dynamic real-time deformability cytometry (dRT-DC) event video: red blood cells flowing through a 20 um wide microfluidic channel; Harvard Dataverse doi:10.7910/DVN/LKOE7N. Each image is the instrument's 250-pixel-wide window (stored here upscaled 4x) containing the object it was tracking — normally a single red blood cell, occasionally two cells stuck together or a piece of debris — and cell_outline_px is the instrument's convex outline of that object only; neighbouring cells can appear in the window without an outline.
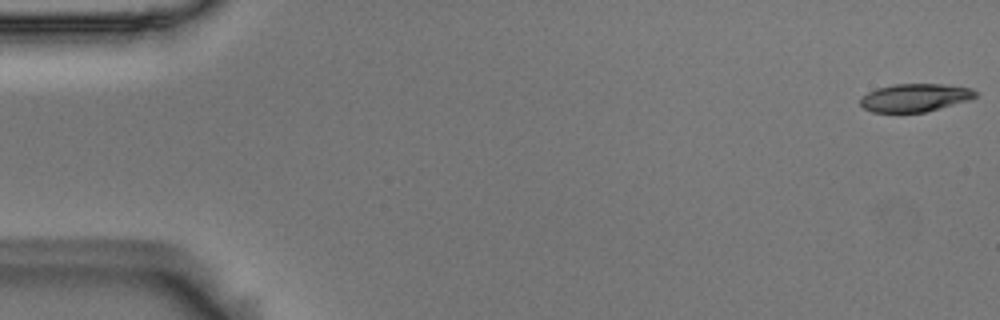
{"species": "Egyptian fruit bat (a non-hibernating species)", "species_latin": "Rousettus aegyptiacus", "temperature_condition": "room temperature", "stored_images_in_passage": 16, "camera_frame_rate_fps": 3000, "um_per_image_px": 0.085, "animal": {"sex": "male"}, "frame": {"image": 1, "passage_image": 1, "time_ms": 0.0, "image_size_px": [1000, 320], "cell_outline_px": [[976, 96], [968, 100], [924, 112], [872, 112], [864, 108], [860, 104], [860, 100], [868, 92], [876, 88], [892, 84], [944, 84], [972, 88], [976, 92]], "centroid_in_image_um": [77.75, 8.29], "position_along_channel_um": 7.2, "area_um2": 18.61}}
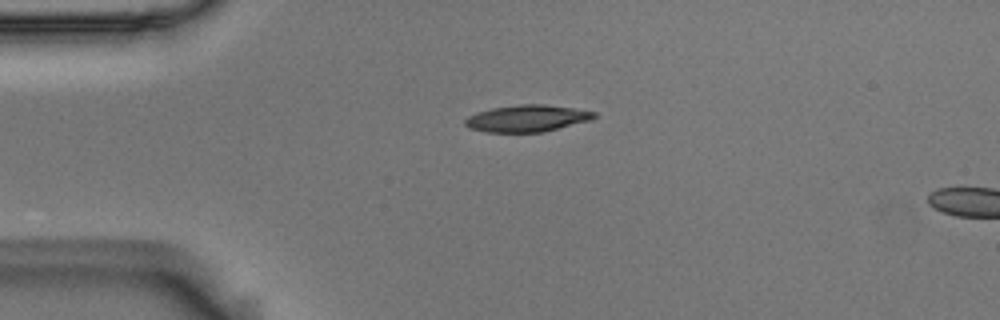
{"frame": {"image": 2, "passage_image": 13, "time_ms": 4.0, "image_size_px": [1000, 320], "cell_outline_px": [[596, 116], [588, 120], [544, 132], [484, 132], [468, 128], [464, 124], [464, 120], [468, 116], [476, 112], [492, 108], [520, 104], [544, 104], [572, 108], [596, 112]], "centroid_in_image_um": [44.73, 10.06], "position_along_channel_um": 40.3, "area_um2": 20.06}}